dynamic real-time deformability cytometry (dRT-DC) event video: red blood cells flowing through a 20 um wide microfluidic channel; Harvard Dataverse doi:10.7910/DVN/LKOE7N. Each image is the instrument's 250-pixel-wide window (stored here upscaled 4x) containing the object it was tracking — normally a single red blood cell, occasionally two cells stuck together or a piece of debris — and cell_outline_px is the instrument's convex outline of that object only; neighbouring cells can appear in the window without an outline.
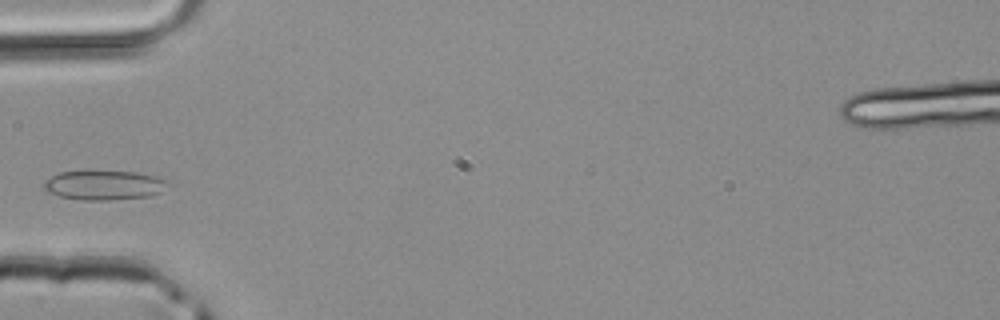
{"species": "common noctule bat (a hibernating species)", "species_latin": "Nyctalus noctula", "temperature_condition": "room temperature", "stored_images_in_passage": 2, "camera_frame_rate_fps": 3000, "um_per_image_px": 0.085, "animal": {"sex": "male", "body_mass_g": 20.4}, "frame": {"image": 1, "passage_image": 2, "time_ms": 0.333, "image_size_px": [1000, 320], "cell_outline_px": [[172, 184], [164, 192], [148, 196], [108, 200], [80, 200], [60, 196], [44, 192], [44, 180], [60, 172], [84, 168], [92, 168], [136, 172], [156, 176], [168, 180]], "centroid_in_image_um": [8.85, 15.69], "position_along_channel_um": 76.1, "area_um2": 22.6}}